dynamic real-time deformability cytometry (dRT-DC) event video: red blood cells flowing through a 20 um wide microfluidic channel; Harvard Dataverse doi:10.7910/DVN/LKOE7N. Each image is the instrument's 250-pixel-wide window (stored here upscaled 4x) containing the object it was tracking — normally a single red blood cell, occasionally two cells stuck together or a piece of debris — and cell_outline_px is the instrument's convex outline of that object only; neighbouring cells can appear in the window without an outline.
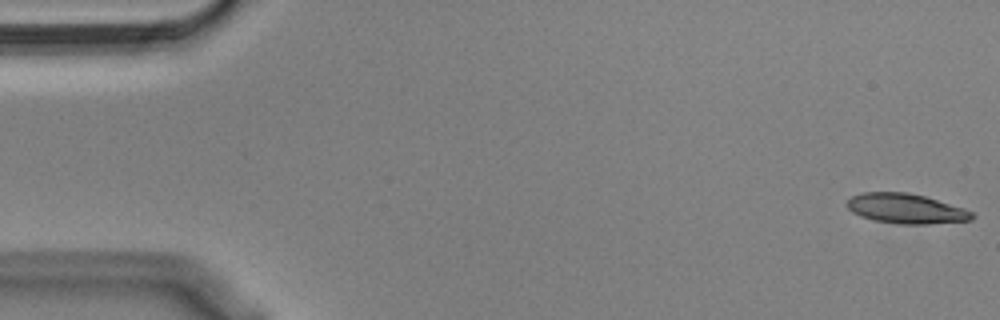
{"species": "Egyptian fruit bat (a non-hibernating species)", "species_latin": "Rousettus aegyptiacus", "temperature_condition": "cold", "stored_images_in_passage": 55, "camera_frame_rate_fps": 3000, "um_per_image_px": 0.085, "animal": {"sex": "male"}, "frame": {"image": 1, "passage_image": 1, "time_ms": 0.0, "image_size_px": [1000, 320], "cell_outline_px": [[976, 216], [972, 220], [928, 224], [900, 224], [876, 220], [860, 216], [852, 212], [844, 204], [852, 196], [864, 192], [908, 192], [924, 196], [964, 208], [972, 212]], "centroid_in_image_um": [77.01, 17.73], "position_along_channel_um": 8.0, "area_um2": 21.73}}
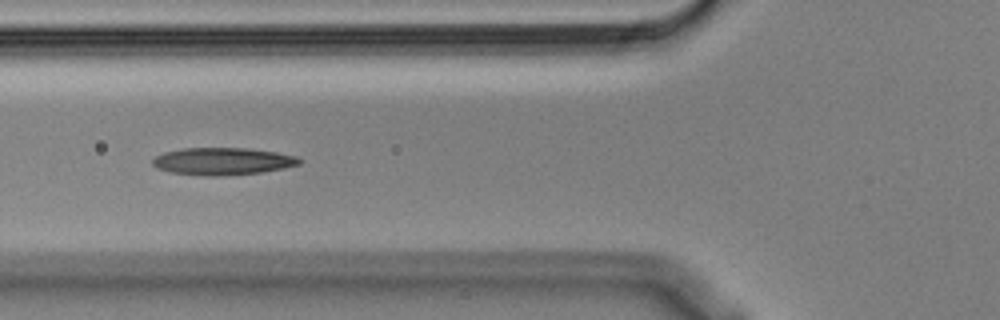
{"frame": {"image": 2, "passage_image": 20, "time_ms": 6.333, "image_size_px": [1000, 320], "cell_outline_px": [[304, 160], [300, 164], [284, 168], [260, 172], [220, 176], [204, 176], [172, 172], [156, 168], [152, 164], [152, 160], [156, 156], [164, 152], [184, 148], [244, 148], [276, 152], [296, 156]], "centroid_in_image_um": [18.93, 13.71], "position_along_channel_um": 106.9, "area_um2": 23.29}}
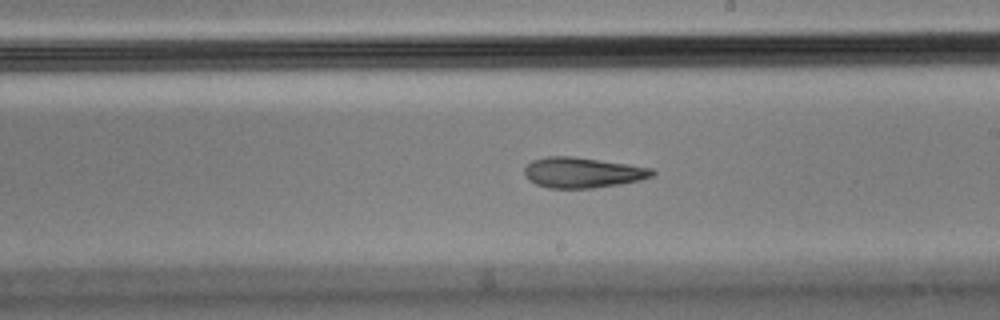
{"frame": {"image": 3, "passage_image": 31, "time_ms": 10.0, "image_size_px": [1000, 320], "cell_outline_px": [[656, 172], [652, 176], [640, 180], [620, 184], [592, 188], [548, 188], [536, 184], [528, 180], [524, 176], [524, 168], [532, 160], [548, 156], [572, 156], [628, 164], [652, 168]], "centroid_in_image_um": [49.49, 14.67], "position_along_channel_um": 239.5, "area_um2": 22.72}, "authors_computed_cell_mechanics": {"area_um2": 22.831, "velocity_mm_per_s": 3.6086, "shape_relaxation_time_tau1_ms": null, "shape_relaxation_time_tau2_ms": 7.1632, "deformation_change_tau1": null, "deformation_change_tau2": 0.1824}}